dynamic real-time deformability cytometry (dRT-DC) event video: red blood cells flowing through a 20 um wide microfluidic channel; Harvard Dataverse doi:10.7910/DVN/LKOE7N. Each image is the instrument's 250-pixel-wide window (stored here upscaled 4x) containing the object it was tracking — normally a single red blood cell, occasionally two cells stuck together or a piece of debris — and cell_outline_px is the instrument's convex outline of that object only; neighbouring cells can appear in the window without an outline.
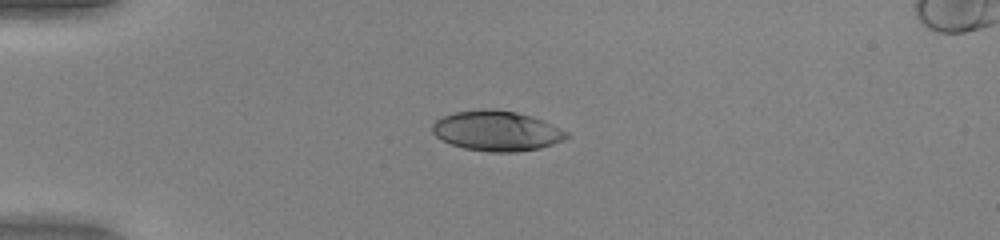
{"species": "human", "species_latin": "Homo sapiens", "temperature_condition": "warm", "stored_images_in_passage": 38, "camera_frame_rate_fps": 3000, "um_per_image_px": 0.085, "donor": {"sex": "female"}, "frame": {"image": 1, "passage_image": 1, "time_ms": 0.0, "image_size_px": [1000, 240], "cell_outline_px": [[568, 136], [564, 140], [540, 148], [516, 152], [488, 152], [464, 148], [452, 144], [436, 136], [432, 132], [432, 124], [436, 120], [444, 116], [456, 112], [484, 108], [496, 108], [516, 112], [532, 116], [552, 124], [568, 132]], "centroid_in_image_um": [42.23, 11.12], "position_along_channel_um": 42.8, "area_um2": 31.39}}
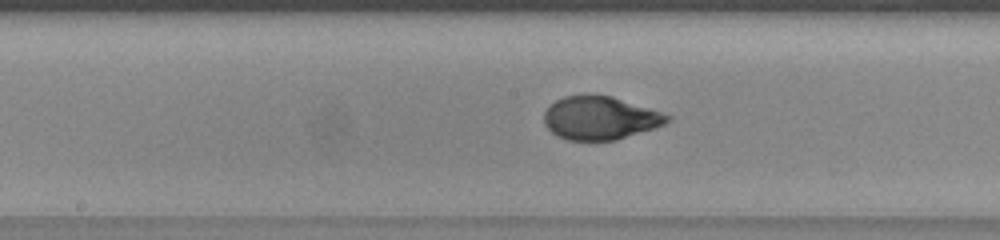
{"frame": {"image": 2, "passage_image": 15, "time_ms": 4.667, "image_size_px": [1000, 240], "cell_outline_px": [[672, 120], [664, 124], [616, 140], [568, 140], [556, 136], [544, 124], [544, 112], [556, 100], [564, 96], [584, 92], [588, 92], [612, 96], [672, 116]], "centroid_in_image_um": [50.96, 10.0], "position_along_channel_um": 197.2, "area_um2": 31.27}}
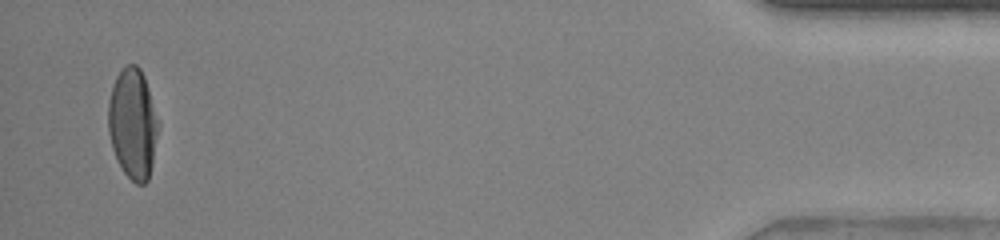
{"frame": {"image": 3, "passage_image": 37, "time_ms": 12.0, "image_size_px": [1000, 240], "cell_outline_px": [[160, 124], [152, 164], [148, 180], [144, 184], [136, 184], [124, 172], [112, 148], [108, 132], [108, 104], [112, 84], [116, 76], [124, 64], [136, 64], [140, 68], [144, 76]], "centroid_in_image_um": [11.29, 10.48], "position_along_channel_um": 423.9, "area_um2": 32.37}, "authors_computed_cell_mechanics": {"area_um2": 31.7611, "velocity_mm_per_s": 4.0937, "shape_relaxation_time_tau1_ms": 3.8746, "shape_relaxation_time_tau2_ms": null, "deformation_change_tau1": 0.2266, "deformation_change_tau2": null}}